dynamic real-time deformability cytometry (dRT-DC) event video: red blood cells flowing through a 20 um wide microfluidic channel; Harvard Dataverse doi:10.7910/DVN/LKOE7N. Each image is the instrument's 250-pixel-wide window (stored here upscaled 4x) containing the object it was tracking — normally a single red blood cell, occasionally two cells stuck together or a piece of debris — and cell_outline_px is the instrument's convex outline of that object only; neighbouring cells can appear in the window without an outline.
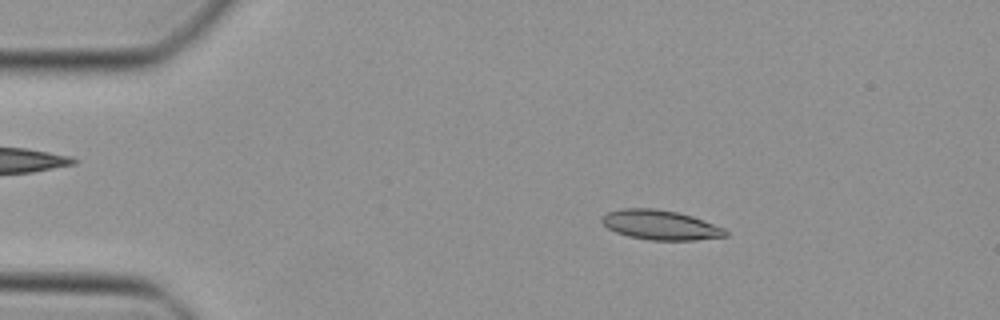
{"species": "Egyptian fruit bat (a non-hibernating species)", "species_latin": "Rousettus aegyptiacus", "temperature_condition": "cold", "stored_images_in_passage": 47, "camera_frame_rate_fps": 3000, "um_per_image_px": 0.085, "animal": {"sex": "female"}, "frame": {"image": 1, "passage_image": 8, "time_ms": 2.333, "image_size_px": [1000, 320], "cell_outline_px": [[728, 236], [696, 240], [648, 240], [628, 236], [616, 232], [608, 228], [600, 220], [600, 216], [608, 212], [620, 208], [656, 208], [676, 212], [692, 216], [724, 228], [728, 232]], "centroid_in_image_um": [56.11, 19.12], "position_along_channel_um": 28.9, "area_um2": 21.44}}
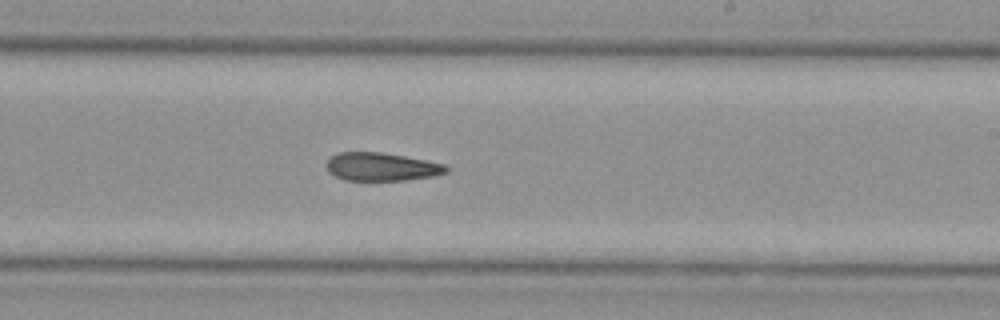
{"frame": {"image": 2, "passage_image": 28, "time_ms": 9.0, "image_size_px": [1000, 320], "cell_outline_px": [[448, 172], [432, 176], [408, 180], [344, 180], [328, 172], [324, 164], [336, 152], [380, 152], [404, 156], [444, 164], [448, 168]], "centroid_in_image_um": [32.38, 14.17], "position_along_channel_um": 256.6, "area_um2": 19.65}}
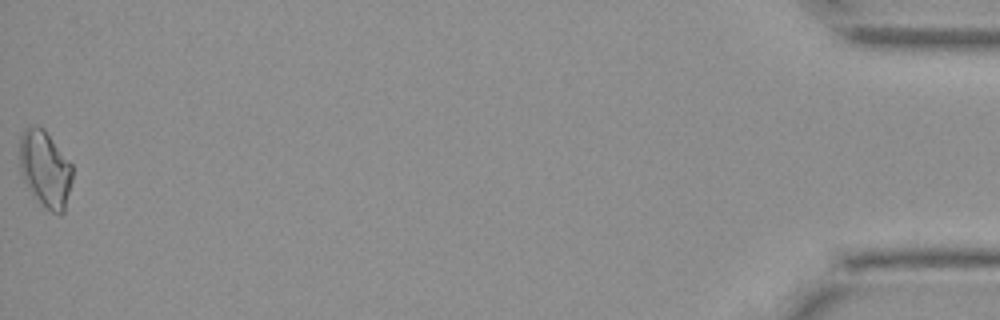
{"frame": {"image": 3, "passage_image": 47, "time_ms": 15.333, "image_size_px": [1000, 320], "cell_outline_px": [[72, 180], [64, 212], [60, 216], [52, 212], [32, 192], [24, 180], [20, 172], [20, 136], [24, 128], [44, 128], [72, 164]], "centroid_in_image_um": [3.86, 14.35], "position_along_channel_um": 431.3, "area_um2": 23.06}}